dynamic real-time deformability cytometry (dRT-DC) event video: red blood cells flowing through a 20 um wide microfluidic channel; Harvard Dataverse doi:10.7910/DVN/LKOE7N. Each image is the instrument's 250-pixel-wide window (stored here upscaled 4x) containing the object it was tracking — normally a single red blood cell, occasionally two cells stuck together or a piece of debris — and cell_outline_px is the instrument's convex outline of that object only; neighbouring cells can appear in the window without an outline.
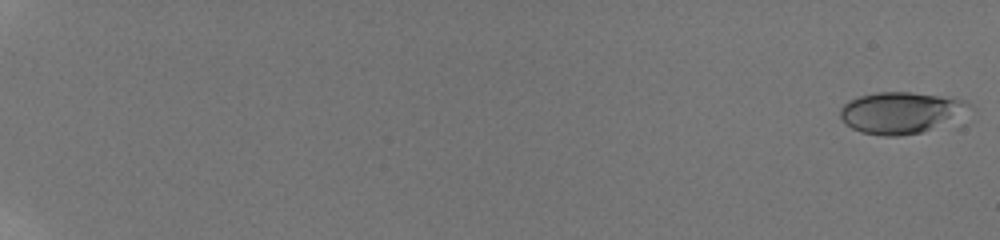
{"species": "human", "species_latin": "Homo sapiens", "temperature_condition": "room temperature", "stored_images_in_passage": 21, "camera_frame_rate_fps": 3000, "um_per_image_px": 0.085, "donor": {"sex": "male"}, "frame": {"image": 1, "passage_image": 1, "time_ms": 0.0, "image_size_px": [1000, 240], "cell_outline_px": [[976, 108], [920, 132], [896, 136], [880, 136], [860, 132], [844, 124], [840, 116], [840, 108], [848, 100], [860, 96], [876, 92], [912, 92], [948, 96], [968, 100]], "centroid_in_image_um": [76.55, 9.55], "position_along_channel_um": 8.4, "area_um2": 31.21}}
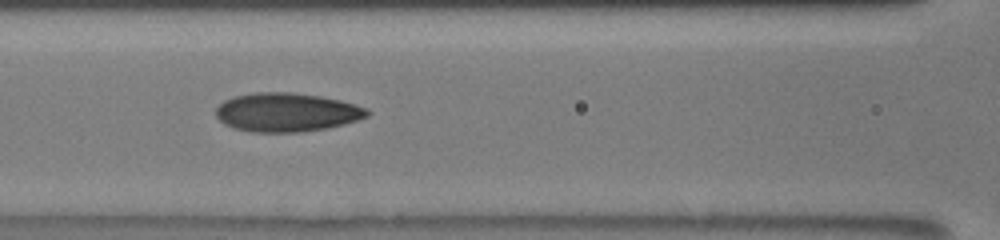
{"frame": {"image": 2, "passage_image": 14, "time_ms": 10.0, "image_size_px": [1000, 240], "cell_outline_px": [[372, 112], [368, 116], [344, 124], [324, 128], [300, 132], [252, 132], [232, 128], [224, 124], [216, 116], [216, 108], [224, 100], [236, 96], [256, 92], [292, 92], [320, 96], [340, 100], [368, 108]], "centroid_in_image_um": [24.36, 9.54], "position_along_channel_um": 142.2, "area_um2": 34.22}}
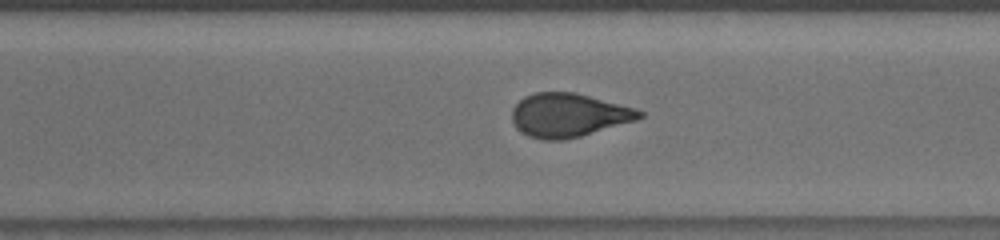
{"frame": {"image": 3, "passage_image": 21, "time_ms": 14.667, "image_size_px": [1000, 240], "cell_outline_px": [[644, 116], [636, 120], [580, 136], [564, 140], [544, 140], [528, 136], [516, 128], [512, 120], [512, 108], [524, 96], [536, 92], [576, 92], [636, 108], [644, 112]], "centroid_in_image_um": [48.32, 9.78], "position_along_channel_um": 322.3, "area_um2": 32.48}}